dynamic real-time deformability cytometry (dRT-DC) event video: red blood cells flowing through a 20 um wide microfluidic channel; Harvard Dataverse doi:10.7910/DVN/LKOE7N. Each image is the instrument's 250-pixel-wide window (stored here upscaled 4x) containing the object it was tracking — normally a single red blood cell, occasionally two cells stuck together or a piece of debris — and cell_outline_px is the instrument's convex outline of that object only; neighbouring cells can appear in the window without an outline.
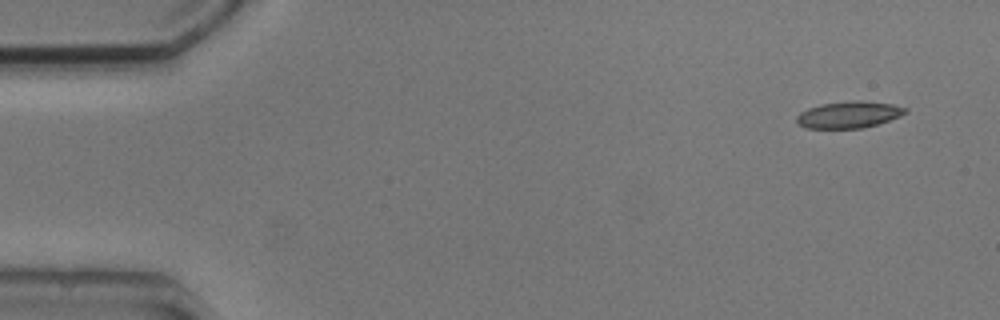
{"species": "common noctule bat (a hibernating species)", "species_latin": "Nyctalus noctula", "temperature_condition": "cold", "stored_images_in_passage": 6, "camera_frame_rate_fps": 3000, "um_per_image_px": 0.085, "animal": {"sex": "male", "body_mass_g": 20.5, "forearm_length_mm": 52.5}, "frame": {"image": 1, "passage_image": 1, "time_ms": 0.0, "image_size_px": [1000, 320], "cell_outline_px": [[908, 112], [900, 116], [876, 124], [860, 128], [804, 128], [796, 120], [796, 116], [800, 112], [808, 108], [820, 104], [856, 100], [860, 100], [892, 104], [908, 108]], "centroid_in_image_um": [72.15, 9.74], "position_along_channel_um": 12.9, "area_um2": 16.82}}
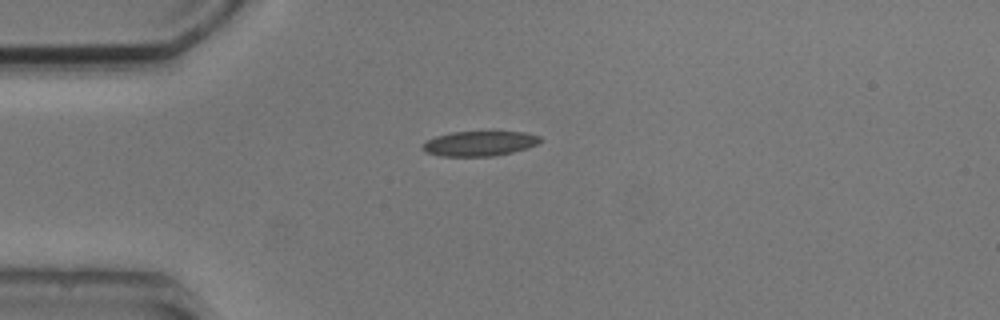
{"frame": {"image": 2, "passage_image": 4, "time_ms": 3.333, "image_size_px": [1000, 320], "cell_outline_px": [[544, 140], [528, 148], [512, 152], [492, 156], [440, 156], [424, 152], [420, 148], [428, 140], [436, 136], [452, 132], [524, 132], [540, 136]], "centroid_in_image_um": [40.76, 12.2], "position_along_channel_um": 44.2, "area_um2": 17.05}}
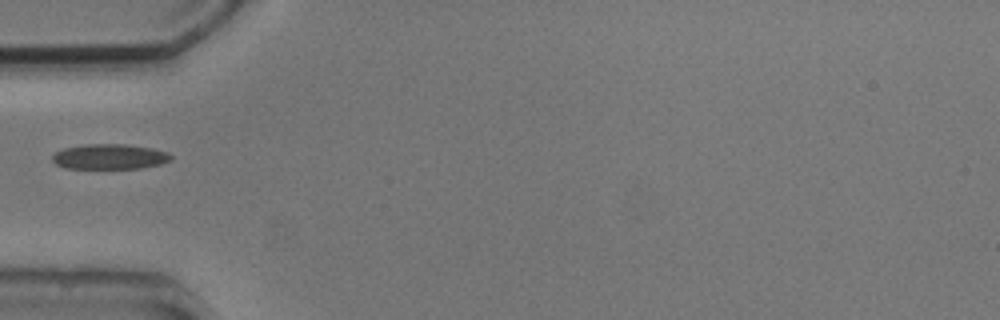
{"frame": {"image": 3, "passage_image": 5, "time_ms": 4.667, "image_size_px": [1000, 320], "cell_outline_px": [[172, 160], [160, 164], [140, 168], [64, 168], [56, 164], [52, 160], [52, 156], [56, 152], [64, 148], [84, 144], [128, 144], [152, 148], [168, 152], [172, 156]], "centroid_in_image_um": [9.33, 13.31], "position_along_channel_um": 75.7, "area_um2": 17.46}}